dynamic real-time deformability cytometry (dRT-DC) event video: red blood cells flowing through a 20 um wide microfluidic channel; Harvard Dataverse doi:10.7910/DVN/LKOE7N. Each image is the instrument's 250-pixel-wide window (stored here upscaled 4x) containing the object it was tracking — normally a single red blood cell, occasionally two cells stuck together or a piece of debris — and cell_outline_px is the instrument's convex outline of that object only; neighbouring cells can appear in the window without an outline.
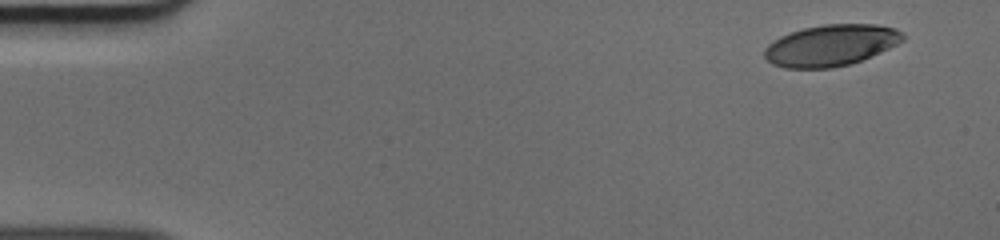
{"species": "human", "species_latin": "Homo sapiens", "temperature_condition": "cold", "stored_images_in_passage": 48, "camera_frame_rate_fps": 3000, "um_per_image_px": 0.085, "donor": {"sex": "male"}, "frame": {"image": 1, "passage_image": 1, "time_ms": 0.0, "image_size_px": [1000, 240], "cell_outline_px": [[904, 40], [880, 52], [852, 64], [832, 68], [784, 68], [772, 64], [764, 56], [764, 48], [772, 40], [780, 36], [804, 28], [824, 24], [876, 24], [896, 28], [904, 36]], "centroid_in_image_um": [70.6, 3.86], "position_along_channel_um": 14.4, "area_um2": 33.35}}
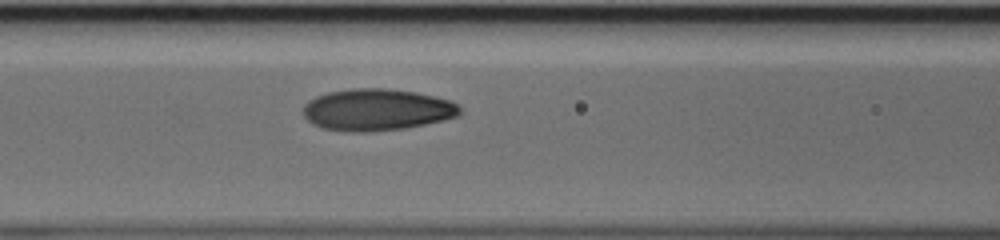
{"frame": {"image": 2, "passage_image": 19, "time_ms": 6.0, "image_size_px": [1000, 240], "cell_outline_px": [[460, 112], [456, 116], [444, 120], [404, 128], [368, 132], [352, 132], [320, 128], [312, 124], [304, 116], [304, 104], [308, 100], [316, 96], [328, 92], [356, 88], [384, 88], [416, 92], [448, 100], [456, 104], [460, 108]], "centroid_in_image_um": [31.98, 9.33], "position_along_channel_um": 134.6, "area_um2": 37.97}}
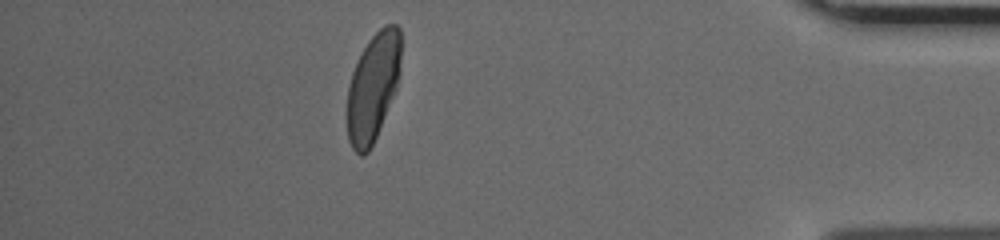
{"frame": {"image": 3, "passage_image": 42, "time_ms": 13.667, "image_size_px": [1000, 240], "cell_outline_px": [[400, 72], [396, 88], [376, 136], [368, 152], [364, 156], [360, 156], [352, 148], [348, 140], [348, 84], [352, 72], [368, 40], [384, 24], [396, 24], [400, 28]], "centroid_in_image_um": [31.71, 7.38], "position_along_channel_um": 403.5, "area_um2": 33.47}}